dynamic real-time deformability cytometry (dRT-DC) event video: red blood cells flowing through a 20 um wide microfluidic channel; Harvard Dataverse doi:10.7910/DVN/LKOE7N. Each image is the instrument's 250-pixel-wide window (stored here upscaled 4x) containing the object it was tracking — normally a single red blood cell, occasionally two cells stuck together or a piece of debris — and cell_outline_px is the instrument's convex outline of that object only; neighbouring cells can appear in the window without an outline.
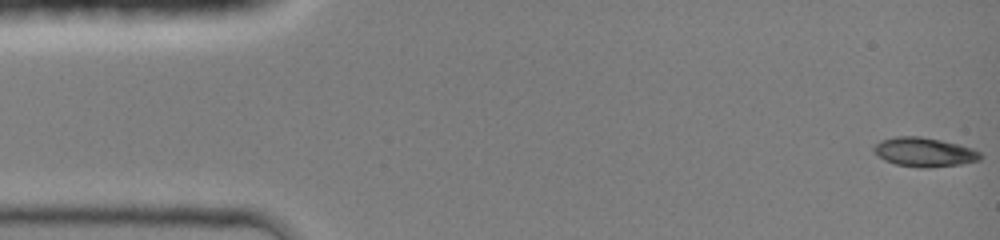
{"species": "common noctule bat (a hibernating species)", "species_latin": "Nyctalus noctula", "temperature_condition": "room temperature", "stored_images_in_passage": 45, "camera_frame_rate_fps": 3000, "um_per_image_px": 0.085, "animal": {"sex": "female", "body_mass_g": 19.0, "forearm_length_mm": 51.5}, "frame": {"image": 1, "passage_image": 1, "time_ms": 0.0, "image_size_px": [1000, 240], "cell_outline_px": [[984, 156], [980, 160], [960, 164], [928, 168], [920, 168], [896, 164], [884, 160], [872, 148], [880, 140], [896, 136], [920, 136], [940, 140], [972, 148], [980, 152]], "centroid_in_image_um": [78.58, 12.93], "position_along_channel_um": 6.4, "area_um2": 18.03}}
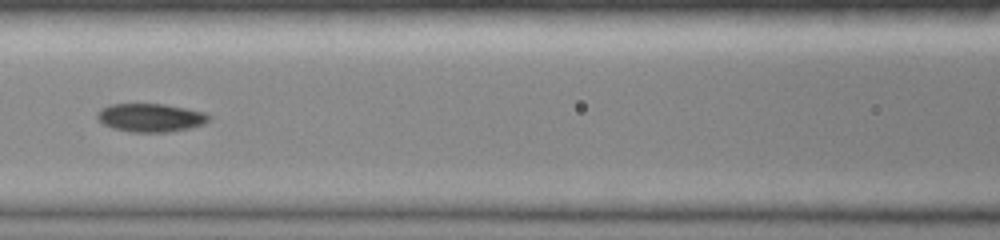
{"frame": {"image": 2, "passage_image": 20, "time_ms": 6.333, "image_size_px": [1000, 240], "cell_outline_px": [[212, 116], [204, 124], [192, 128], [168, 132], [132, 132], [112, 128], [104, 124], [96, 116], [96, 112], [100, 108], [112, 104], [164, 104], [204, 112]], "centroid_in_image_um": [12.8, 10.0], "position_along_channel_um": 153.8, "area_um2": 18.5}}
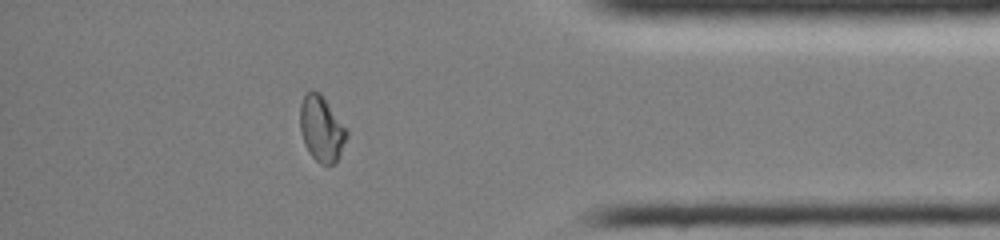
{"frame": {"image": 3, "passage_image": 39, "time_ms": 12.667, "image_size_px": [1000, 240], "cell_outline_px": [[348, 136], [340, 156], [336, 164], [320, 164], [308, 152], [304, 144], [300, 128], [300, 104], [304, 96], [312, 88], [320, 92], [348, 132]], "centroid_in_image_um": [27.32, 10.96], "position_along_channel_um": 407.9, "area_um2": 17.86}, "authors_computed_cell_mechanics": {"area_um2": 17.918, "velocity_mm_per_s": 4.2959, "shape_relaxation_time_tau1_ms": 7.9115, "shape_relaxation_time_tau2_ms": 3.1902, "deformation_change_tau1": 0.2276, "deformation_change_tau2": 0.0468}}